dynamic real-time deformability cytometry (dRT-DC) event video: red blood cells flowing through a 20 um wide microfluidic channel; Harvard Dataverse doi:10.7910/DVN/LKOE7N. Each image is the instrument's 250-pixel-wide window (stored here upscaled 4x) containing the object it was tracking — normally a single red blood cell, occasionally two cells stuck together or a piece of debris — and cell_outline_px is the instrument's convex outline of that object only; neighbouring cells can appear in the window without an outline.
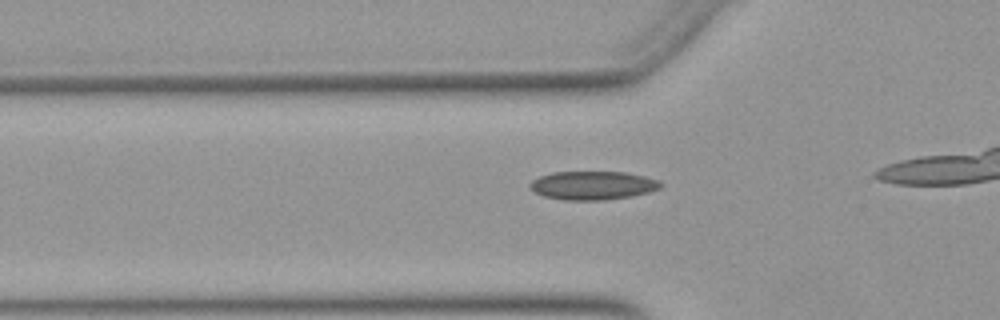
{"species": "Egyptian fruit bat (a non-hibernating species)", "species_latin": "Rousettus aegyptiacus", "temperature_condition": "warm", "stored_images_in_passage": 16, "camera_frame_rate_fps": 3000, "um_per_image_px": 0.085, "animal": {"sex": "female"}, "frame": {"image": 1, "passage_image": 7, "time_ms": 2.0, "image_size_px": [1000, 320], "cell_outline_px": [[664, 184], [660, 188], [648, 192], [632, 196], [604, 200], [564, 200], [544, 196], [528, 188], [528, 184], [532, 180], [540, 176], [552, 172], [624, 172], [644, 176], [660, 180]], "centroid_in_image_um": [50.38, 15.76], "position_along_channel_um": 75.4, "area_um2": 21.85}}
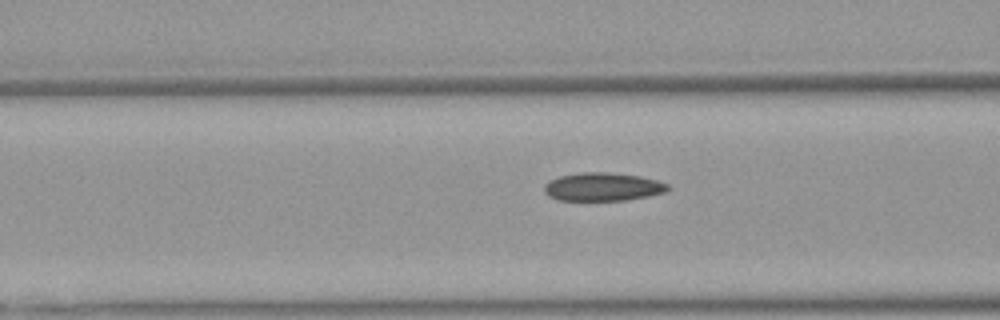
{"frame": {"image": 2, "passage_image": 10, "time_ms": 3.0, "image_size_px": [1000, 320], "cell_outline_px": [[672, 188], [668, 192], [648, 196], [624, 200], [560, 200], [548, 196], [544, 192], [544, 184], [548, 180], [560, 176], [580, 172], [604, 172], [640, 176], [656, 180], [668, 184]], "centroid_in_image_um": [51.24, 15.88], "position_along_channel_um": 115.4, "area_um2": 20.46}}
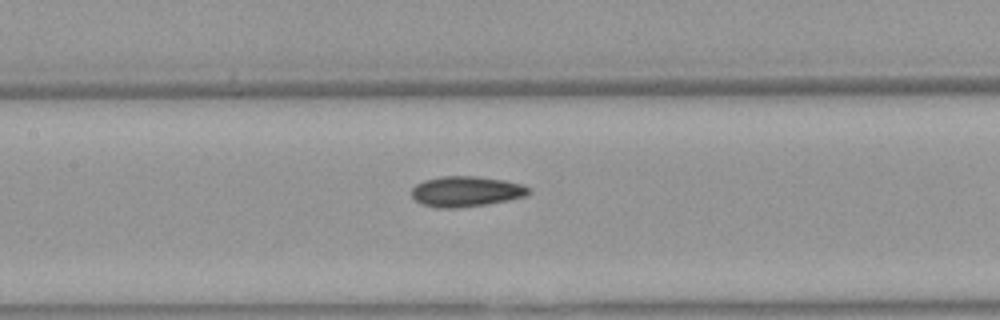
{"frame": {"image": 3, "passage_image": 14, "time_ms": 4.333, "image_size_px": [1000, 320], "cell_outline_px": [[532, 192], [528, 196], [488, 204], [456, 208], [436, 208], [420, 204], [412, 196], [412, 188], [416, 184], [424, 180], [440, 176], [476, 176], [504, 180], [520, 184], [528, 188]], "centroid_in_image_um": [39.61, 16.28], "position_along_channel_um": 167.8, "area_um2": 20.92}}